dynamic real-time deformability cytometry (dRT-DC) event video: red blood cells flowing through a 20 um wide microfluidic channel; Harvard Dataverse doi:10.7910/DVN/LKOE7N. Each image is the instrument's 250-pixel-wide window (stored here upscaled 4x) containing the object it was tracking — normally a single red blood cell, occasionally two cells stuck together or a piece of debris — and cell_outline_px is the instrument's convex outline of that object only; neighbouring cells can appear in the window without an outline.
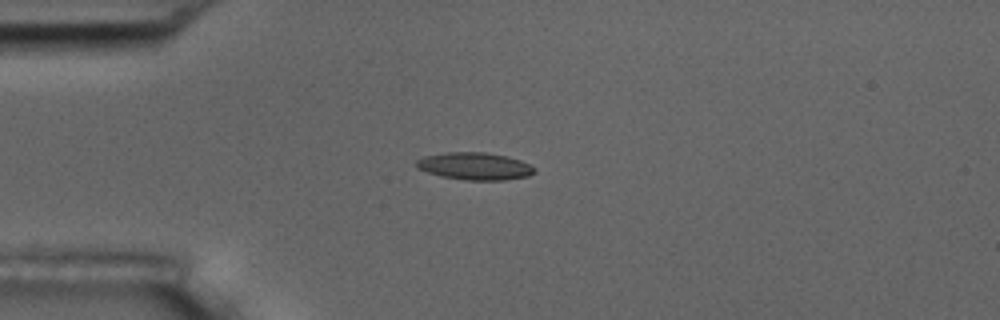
{"species": "common noctule bat (a hibernating species)", "species_latin": "Nyctalus noctula", "temperature_condition": "room temperature", "stored_images_in_passage": 13, "camera_frame_rate_fps": 3000, "um_per_image_px": 0.085, "animal": {"sex": "male", "body_mass_g": 17.5, "forearm_length_mm": 52.3}, "frame": {"image": 1, "passage_image": 4, "time_ms": 1.0, "image_size_px": [1000, 320], "cell_outline_px": [[536, 172], [528, 176], [504, 180], [464, 180], [440, 176], [416, 168], [416, 160], [424, 156], [444, 152], [484, 152], [504, 156], [520, 160], [536, 168]], "centroid_in_image_um": [40.33, 14.13], "position_along_channel_um": 44.7, "area_um2": 18.84}}
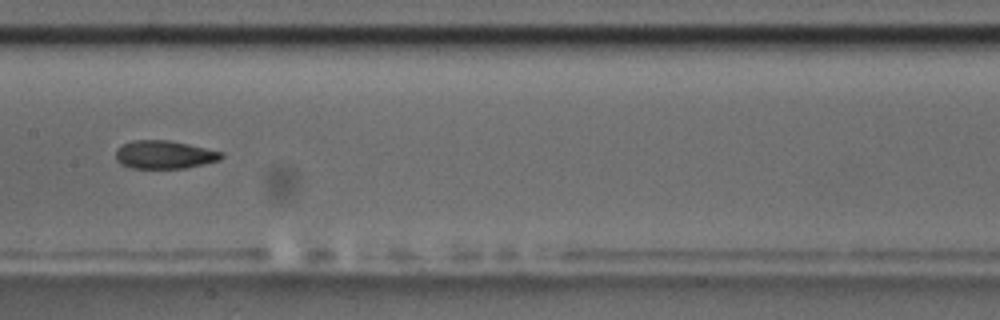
{"frame": {"image": 2, "passage_image": 8, "time_ms": 2.333, "image_size_px": [1000, 320], "cell_outline_px": [[224, 156], [220, 160], [204, 164], [184, 168], [132, 168], [120, 164], [116, 160], [116, 148], [132, 140], [168, 140], [188, 144], [224, 152]], "centroid_in_image_um": [13.97, 13.14], "position_along_channel_um": 193.4, "area_um2": 17.4}}
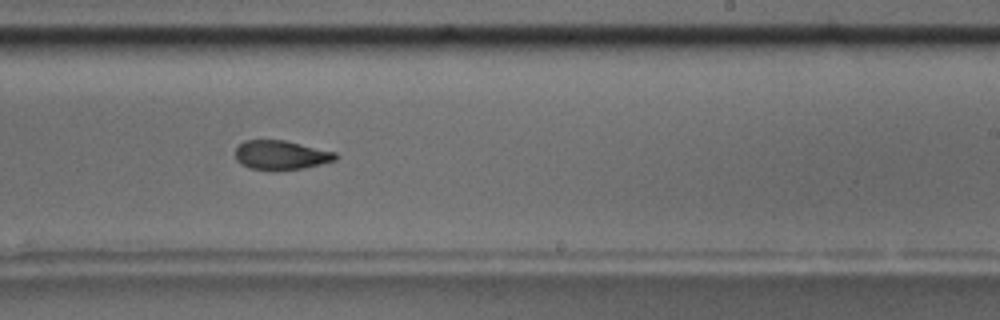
{"frame": {"image": 3, "passage_image": 10, "time_ms": 3.0, "image_size_px": [1000, 320], "cell_outline_px": [[340, 156], [336, 160], [304, 168], [272, 172], [248, 168], [240, 164], [236, 160], [236, 148], [244, 140], [284, 140], [336, 152]], "centroid_in_image_um": [23.88, 13.21], "position_along_channel_um": 265.1, "area_um2": 17.46}}